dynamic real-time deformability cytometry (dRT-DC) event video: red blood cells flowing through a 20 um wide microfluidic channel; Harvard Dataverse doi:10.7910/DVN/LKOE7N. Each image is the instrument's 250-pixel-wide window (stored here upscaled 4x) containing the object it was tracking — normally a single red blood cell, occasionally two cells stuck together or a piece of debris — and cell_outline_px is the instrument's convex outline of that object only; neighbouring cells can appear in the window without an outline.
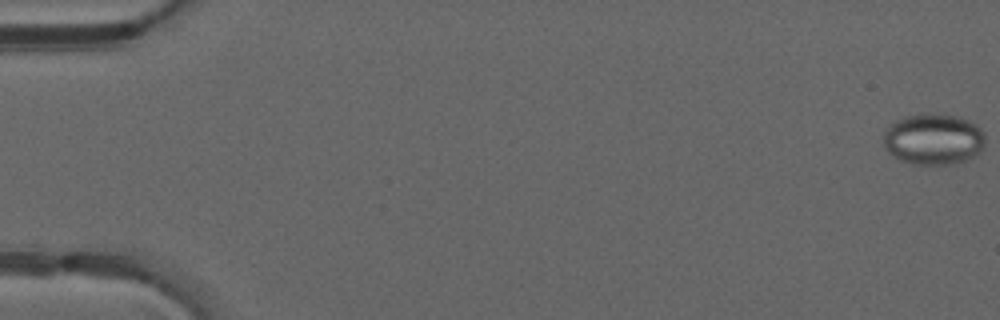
{"species": "common noctule bat (a hibernating species)", "species_latin": "Nyctalus noctula", "temperature_condition": "warm", "stored_images_in_passage": 14, "camera_frame_rate_fps": 3000, "um_per_image_px": 0.085, "animal": {"sex": "male", "forearm_length_mm": 52.5}, "frame": {"image": 1, "passage_image": 1, "time_ms": 0.0, "image_size_px": [1000, 320], "cell_outline_px": [[984, 144], [976, 156], [960, 164], [912, 164], [900, 160], [892, 156], [884, 148], [884, 132], [896, 120], [908, 116], [928, 112], [960, 116], [976, 124], [984, 132]], "centroid_in_image_um": [79.36, 11.83], "position_along_channel_um": 5.6, "area_um2": 30.75}}